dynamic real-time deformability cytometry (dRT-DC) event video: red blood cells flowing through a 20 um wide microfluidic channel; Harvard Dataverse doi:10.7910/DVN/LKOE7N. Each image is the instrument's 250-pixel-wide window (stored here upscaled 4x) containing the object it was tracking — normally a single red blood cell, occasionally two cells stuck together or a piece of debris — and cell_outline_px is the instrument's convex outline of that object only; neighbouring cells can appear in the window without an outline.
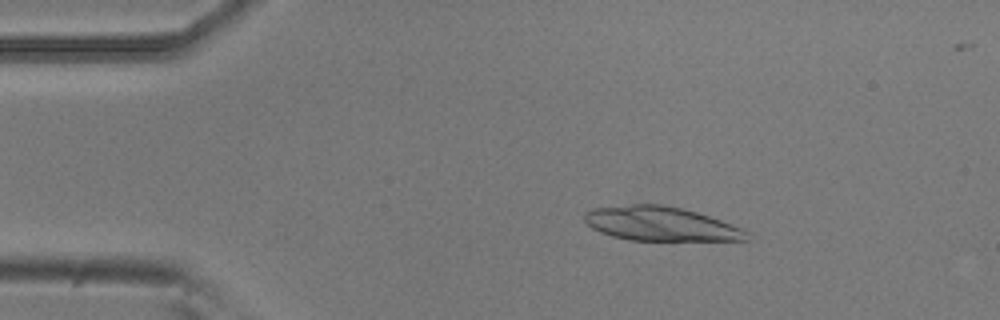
{"species": "common noctule bat (a hibernating species)", "species_latin": "Nyctalus noctula", "temperature_condition": "room temperature", "stored_images_in_passage": 5, "camera_frame_rate_fps": 3000, "um_per_image_px": 0.085, "animal": {"sex": "male", "body_mass_g": 20.5, "forearm_length_mm": 52.5}, "frame": {"image": 1, "passage_image": 3, "time_ms": 0.667, "image_size_px": [1000, 320], "cell_outline_px": [[748, 240], [628, 240], [612, 236], [600, 232], [592, 228], [584, 220], [584, 212], [592, 208], [632, 204], [660, 204], [680, 208], [696, 212], [720, 220], [740, 228], [748, 232]], "centroid_in_image_um": [56.09, 19.02], "position_along_channel_um": 28.9, "area_um2": 32.02}}